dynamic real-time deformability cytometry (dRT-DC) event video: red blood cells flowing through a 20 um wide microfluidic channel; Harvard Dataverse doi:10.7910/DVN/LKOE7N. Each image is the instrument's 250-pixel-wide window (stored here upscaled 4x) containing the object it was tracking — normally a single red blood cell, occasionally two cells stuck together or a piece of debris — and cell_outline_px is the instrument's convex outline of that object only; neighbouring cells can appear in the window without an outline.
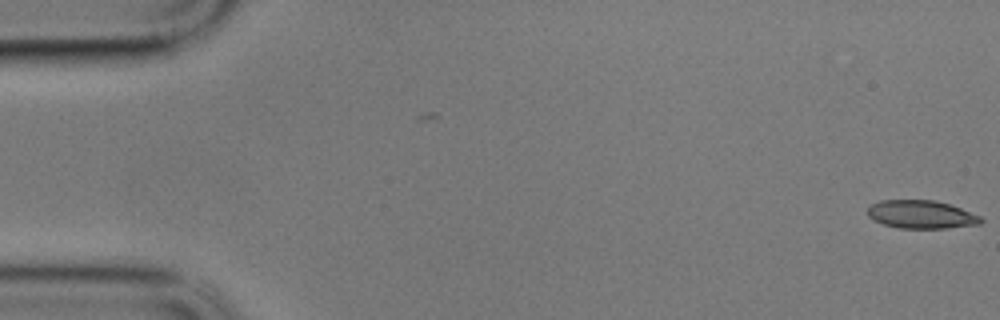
{"species": "common noctule bat (a hibernating species)", "species_latin": "Nyctalus noctula", "temperature_condition": "cold", "stored_images_in_passage": 2, "camera_frame_rate_fps": 3000, "um_per_image_px": 0.085, "animal": {"sex": "male", "body_mass_g": 17.9}, "frame": {"image": 1, "passage_image": 2, "time_ms": 0.333, "image_size_px": [1000, 320], "cell_outline_px": [[984, 220], [980, 224], [948, 228], [900, 228], [884, 224], [872, 220], [868, 216], [868, 208], [872, 204], [880, 200], [932, 200], [948, 204], [960, 208], [980, 216]], "centroid_in_image_um": [78.3, 18.23], "position_along_channel_um": 6.7, "area_um2": 18.5}}